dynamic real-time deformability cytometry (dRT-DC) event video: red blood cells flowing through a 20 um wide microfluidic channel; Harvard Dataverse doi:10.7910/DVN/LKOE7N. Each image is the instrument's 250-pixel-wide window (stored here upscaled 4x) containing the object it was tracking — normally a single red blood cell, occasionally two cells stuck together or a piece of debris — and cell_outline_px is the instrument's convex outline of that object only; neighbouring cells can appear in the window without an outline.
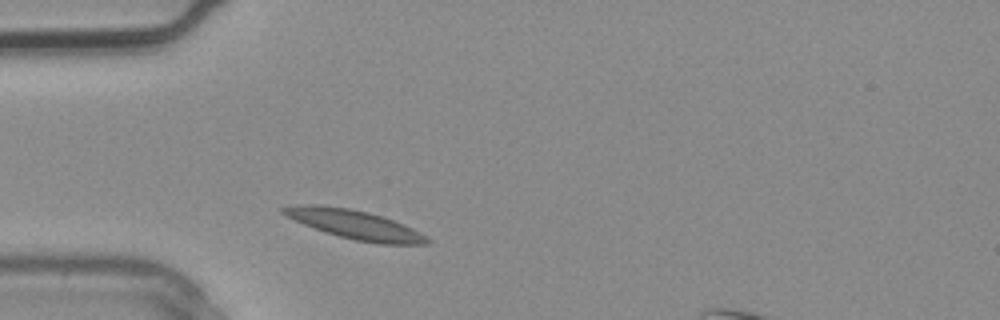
{"species": "common noctule bat (a hibernating species)", "species_latin": "Nyctalus noctula", "temperature_condition": "warm", "stored_images_in_passage": 1, "camera_frame_rate_fps": 3000, "um_per_image_px": 0.085, "animal": {"sex": "male", "body_mass_g": 20.4}, "frame": {"image": 1, "passage_image": 1, "time_ms": 0.0, "image_size_px": [1000, 320], "cell_outline_px": [[432, 240], [428, 244], [380, 244], [356, 240], [340, 236], [304, 224], [280, 212], [280, 208], [300, 204], [320, 204], [348, 208], [368, 212], [392, 220], [412, 228], [420, 232]], "centroid_in_image_um": [30.18, 19.08], "position_along_channel_um": 54.8, "area_um2": 23.87}}